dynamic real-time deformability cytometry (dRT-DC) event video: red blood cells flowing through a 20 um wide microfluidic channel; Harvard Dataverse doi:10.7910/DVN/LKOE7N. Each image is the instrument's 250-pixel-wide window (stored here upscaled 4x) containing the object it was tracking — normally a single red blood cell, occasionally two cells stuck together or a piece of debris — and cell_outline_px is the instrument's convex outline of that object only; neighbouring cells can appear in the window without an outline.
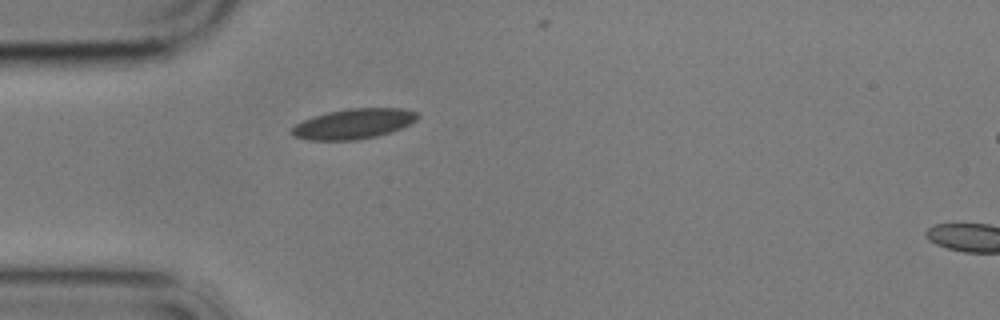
{"species": "common noctule bat (a hibernating species)", "species_latin": "Nyctalus noctula", "temperature_condition": "cold", "stored_images_in_passage": 2, "segment_of_instrument_passage": [1, 2], "camera_frame_rate_fps": 3000, "um_per_image_px": 0.085, "animal": {"sex": "male", "body_mass_g": 17.9}, "frame": {"image": 1, "passage_image": 1, "time_ms": 0.0, "image_size_px": [1000, 320], "cell_outline_px": [[420, 116], [416, 120], [392, 132], [376, 136], [356, 140], [308, 140], [292, 136], [288, 132], [296, 124], [304, 120], [328, 112], [348, 108], [404, 108], [416, 112]], "centroid_in_image_um": [30.04, 10.53], "position_along_channel_um": 55.0, "area_um2": 22.08}}